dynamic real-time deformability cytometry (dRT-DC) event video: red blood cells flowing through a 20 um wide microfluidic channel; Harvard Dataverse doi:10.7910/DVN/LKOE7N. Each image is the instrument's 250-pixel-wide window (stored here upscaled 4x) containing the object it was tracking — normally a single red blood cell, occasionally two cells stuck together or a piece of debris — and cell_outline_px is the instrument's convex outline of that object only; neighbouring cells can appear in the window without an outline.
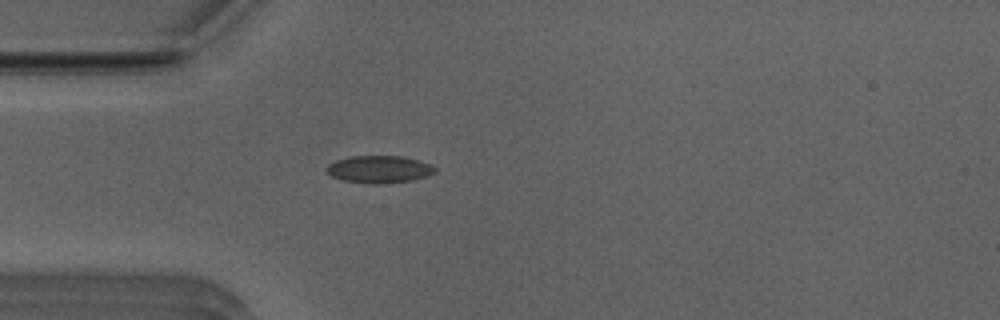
{"species": "Egyptian fruit bat (a non-hibernating species)", "species_latin": "Rousettus aegyptiacus", "temperature_condition": "room temperature", "stored_images_in_passage": 44, "camera_frame_rate_fps": 3000, "um_per_image_px": 0.085, "animal": {"sex": "male"}, "frame": {"image": 1, "passage_image": 7, "time_ms": 2.0, "image_size_px": [1000, 320], "cell_outline_px": [[436, 172], [428, 176], [412, 180], [380, 184], [368, 184], [344, 180], [332, 176], [324, 168], [328, 164], [336, 160], [352, 156], [400, 156], [432, 164], [436, 168]], "centroid_in_image_um": [32.24, 14.39], "position_along_channel_um": 52.8, "area_um2": 17.28}}
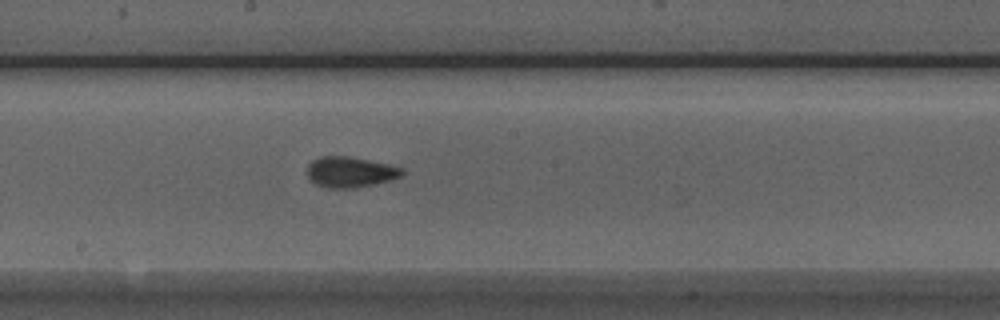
{"frame": {"image": 2, "passage_image": 20, "time_ms": 6.333, "image_size_px": [1000, 320], "cell_outline_px": [[404, 176], [372, 184], [352, 188], [328, 188], [316, 184], [308, 176], [308, 164], [312, 160], [320, 156], [348, 156], [392, 164], [404, 168]], "centroid_in_image_um": [29.8, 14.6], "position_along_channel_um": 218.4, "area_um2": 16.99}}
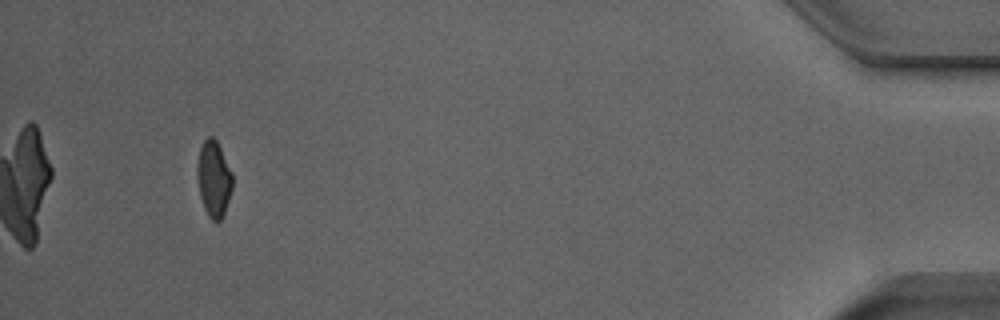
{"frame": {"image": 3, "passage_image": 41, "time_ms": 13.333, "image_size_px": [1000, 320], "cell_outline_px": [[232, 188], [224, 212], [220, 220], [216, 224], [208, 216], [204, 208], [200, 196], [196, 172], [196, 164], [200, 148], [204, 140], [208, 136], [212, 136], [216, 140], [232, 172]], "centroid_in_image_um": [18.15, 15.2], "position_along_channel_um": 417.1, "area_um2": 15.61}, "authors_computed_cell_mechanics": {"area_um2": 16.5019, "velocity_mm_per_s": 3.9629, "shape_relaxation_time_tau1_ms": 7.1899, "shape_relaxation_time_tau2_ms": 1.2903, "deformation_change_tau1": 0.1399, "deformation_change_tau2": 0.0487}}